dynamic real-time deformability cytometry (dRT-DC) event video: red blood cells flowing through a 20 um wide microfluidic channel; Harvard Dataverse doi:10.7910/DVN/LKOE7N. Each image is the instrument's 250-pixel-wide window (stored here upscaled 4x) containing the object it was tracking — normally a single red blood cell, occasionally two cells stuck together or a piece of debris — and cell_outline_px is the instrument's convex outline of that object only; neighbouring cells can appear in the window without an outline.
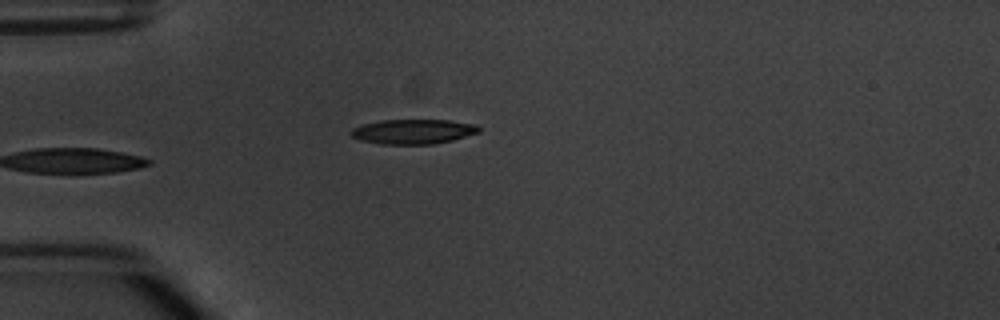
{"species": "common noctule bat (a hibernating species)", "species_latin": "Nyctalus noctula", "temperature_condition": "warm", "stored_images_in_passage": 4, "camera_frame_rate_fps": 3000, "um_per_image_px": 0.085, "animal": {"sex": "male", "body_mass_g": 20.1, "forearm_length_mm": 53.5}, "frame": {"image": 1, "passage_image": 4, "time_ms": 3.667, "image_size_px": [1000, 320], "cell_outline_px": [[480, 132], [452, 140], [432, 144], [380, 144], [360, 140], [352, 136], [352, 128], [364, 124], [380, 120], [448, 120], [476, 124], [480, 128]], "centroid_in_image_um": [35.14, 11.18], "position_along_channel_um": 49.9, "area_um2": 18.32}}